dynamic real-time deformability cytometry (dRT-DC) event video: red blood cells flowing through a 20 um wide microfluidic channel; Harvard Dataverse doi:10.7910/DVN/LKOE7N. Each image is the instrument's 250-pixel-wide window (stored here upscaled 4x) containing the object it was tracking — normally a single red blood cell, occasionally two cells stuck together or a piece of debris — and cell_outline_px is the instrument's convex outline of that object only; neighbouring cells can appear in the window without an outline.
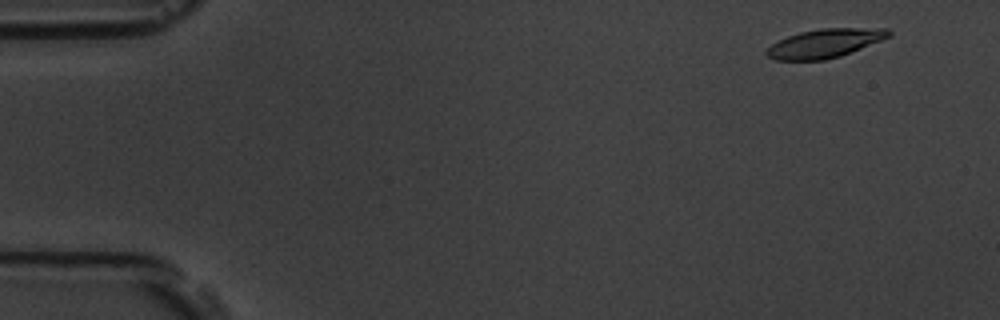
{"species": "common noctule bat (a hibernating species)", "species_latin": "Nyctalus noctula", "temperature_condition": "room temperature", "stored_images_in_passage": 55, "camera_frame_rate_fps": 3000, "um_per_image_px": 0.085, "animal": {"sex": "male", "body_mass_g": 19.5, "forearm_length_mm": 54.6}, "frame": {"image": 1, "passage_image": 4, "time_ms": 1.0, "image_size_px": [1000, 320], "cell_outline_px": [[892, 32], [888, 36], [880, 40], [840, 56], [824, 60], [776, 60], [768, 56], [764, 52], [772, 44], [788, 36], [800, 32], [820, 28], [888, 28]], "centroid_in_image_um": [70.08, 3.68], "position_along_channel_um": 14.9, "area_um2": 20.17}}
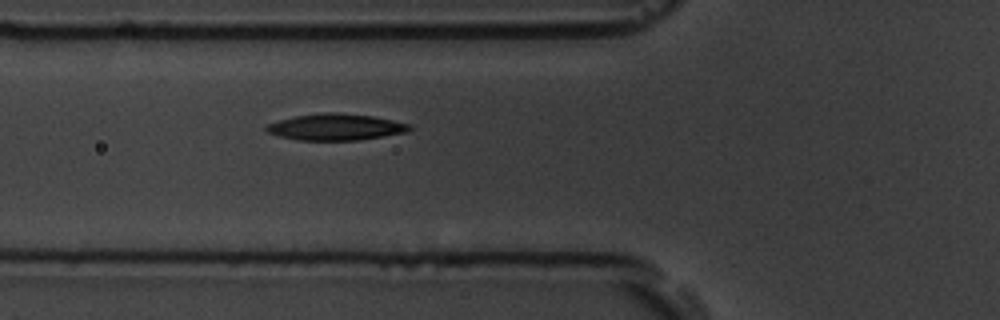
{"frame": {"image": 2, "passage_image": 20, "time_ms": 6.333, "image_size_px": [1000, 320], "cell_outline_px": [[412, 128], [408, 132], [384, 136], [356, 140], [300, 140], [276, 136], [268, 132], [264, 128], [268, 124], [280, 120], [296, 116], [324, 112], [336, 112], [372, 116], [412, 124]], "centroid_in_image_um": [28.56, 10.8], "position_along_channel_um": 97.2, "area_um2": 22.02}}
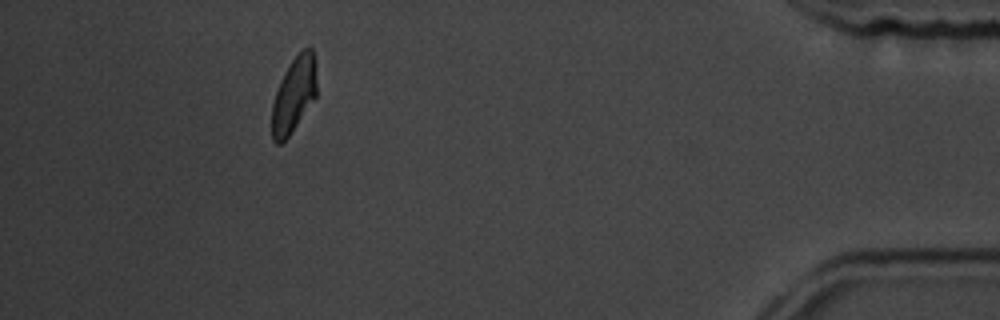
{"frame": {"image": 3, "passage_image": 50, "time_ms": 16.333, "image_size_px": [1000, 320], "cell_outline_px": [[316, 96], [288, 136], [280, 144], [276, 144], [272, 140], [272, 104], [280, 80], [288, 64], [308, 44], [312, 48], [316, 60]], "centroid_in_image_um": [24.99, 8.0], "position_along_channel_um": 410.2, "area_um2": 19.65}, "authors_computed_cell_mechanics": {"area_um2": 21.1548, "velocity_mm_per_s": 3.709, "shape_relaxation_time_tau1_ms": 3.6868, "shape_relaxation_time_tau2_ms": 5.595, "deformation_change_tau1": 0.1283, "deformation_change_tau2": 0.1131}}